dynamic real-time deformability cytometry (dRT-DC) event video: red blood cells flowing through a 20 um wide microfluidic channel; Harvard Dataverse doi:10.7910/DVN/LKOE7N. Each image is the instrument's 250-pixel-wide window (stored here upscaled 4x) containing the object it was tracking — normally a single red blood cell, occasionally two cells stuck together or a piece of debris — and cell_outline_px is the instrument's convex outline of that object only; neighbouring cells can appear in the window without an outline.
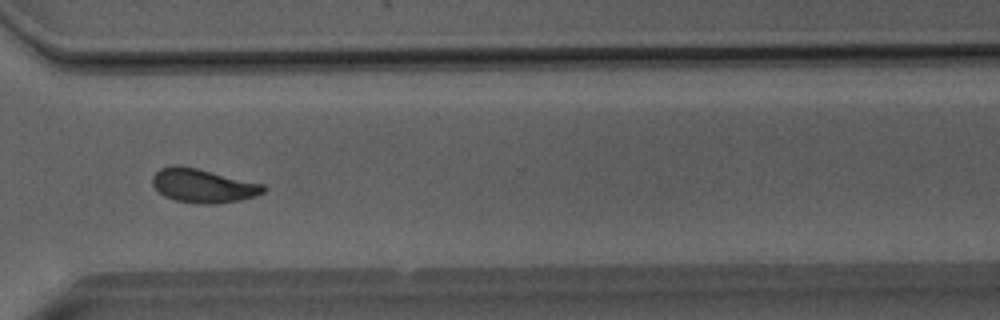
{"species": "Egyptian fruit bat (a non-hibernating species)", "species_latin": "Rousettus aegyptiacus", "temperature_condition": "room temperature", "stored_images_in_passage": 35, "camera_frame_rate_fps": 3000, "um_per_image_px": 0.085, "animal": {"sex": "male"}, "frame": {"image": 1, "passage_image": 22, "time_ms": 7.0, "image_size_px": [1000, 320], "cell_outline_px": [[268, 188], [264, 192], [256, 196], [240, 200], [216, 204], [200, 204], [176, 200], [164, 196], [152, 184], [152, 176], [160, 168], [172, 164], [180, 164], [264, 184]], "centroid_in_image_um": [17.26, 15.77], "position_along_channel_um": 353.3, "area_um2": 22.08}}
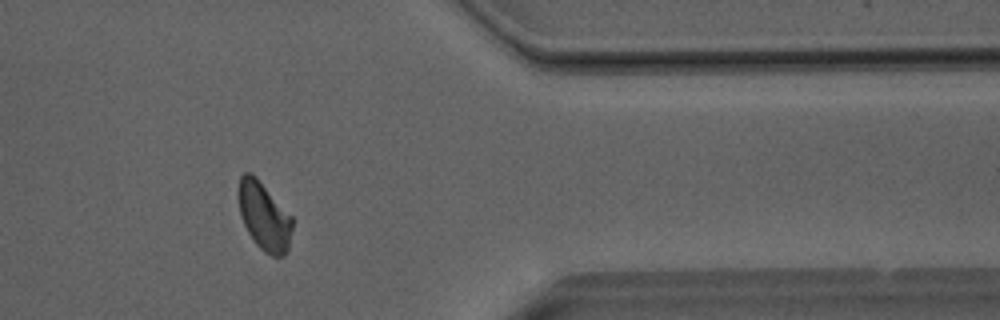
{"frame": {"image": 2, "passage_image": 26, "time_ms": 8.333, "image_size_px": [1000, 320], "cell_outline_px": [[292, 228], [288, 252], [284, 256], [272, 256], [264, 252], [252, 240], [240, 216], [236, 192], [240, 176], [244, 172], [252, 172], [256, 176], [292, 216]], "centroid_in_image_um": [22.42, 18.36], "position_along_channel_um": 389.0, "area_um2": 21.85}}
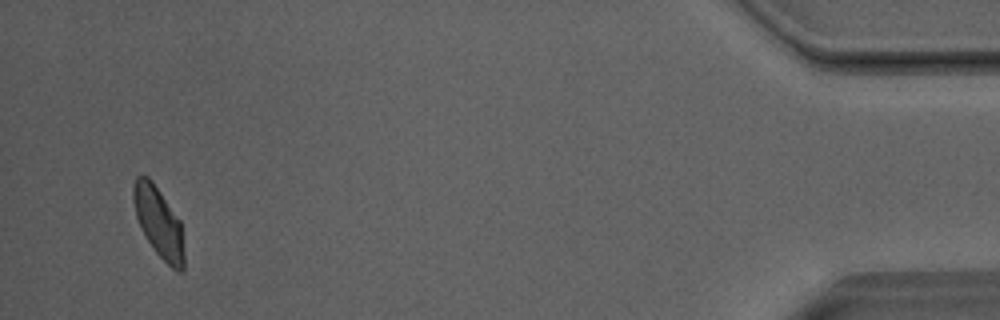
{"frame": {"image": 3, "passage_image": 33, "time_ms": 10.667, "image_size_px": [1000, 320], "cell_outline_px": [[184, 268], [180, 272], [176, 272], [156, 252], [148, 240], [136, 216], [132, 200], [132, 188], [136, 176], [148, 176], [152, 180], [180, 220], [184, 252]], "centroid_in_image_um": [13.49, 18.88], "position_along_channel_um": 421.7, "area_um2": 20.58}, "authors_computed_cell_mechanics": {"area_um2": 21.386, "velocity_mm_per_s": 4.019, "shape_relaxation_time_tau1_ms": 4.8992, "shape_relaxation_time_tau2_ms": 1.8566, "deformation_change_tau1": 0.1338, "deformation_change_tau2": 0.0621}}